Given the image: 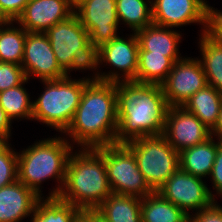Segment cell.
I'll return each mask as SVG.
<instances>
[{"instance_id":"29","label":"cell","mask_w":222,"mask_h":222,"mask_svg":"<svg viewBox=\"0 0 222 222\" xmlns=\"http://www.w3.org/2000/svg\"><path fill=\"white\" fill-rule=\"evenodd\" d=\"M9 144V142L0 144V188L18 180V153Z\"/></svg>"},{"instance_id":"28","label":"cell","mask_w":222,"mask_h":222,"mask_svg":"<svg viewBox=\"0 0 222 222\" xmlns=\"http://www.w3.org/2000/svg\"><path fill=\"white\" fill-rule=\"evenodd\" d=\"M25 82L28 83L27 78L20 85L0 92V106L11 121L18 118L32 120L33 102L23 86Z\"/></svg>"},{"instance_id":"20","label":"cell","mask_w":222,"mask_h":222,"mask_svg":"<svg viewBox=\"0 0 222 222\" xmlns=\"http://www.w3.org/2000/svg\"><path fill=\"white\" fill-rule=\"evenodd\" d=\"M142 198L112 193L95 211L106 222H142Z\"/></svg>"},{"instance_id":"22","label":"cell","mask_w":222,"mask_h":222,"mask_svg":"<svg viewBox=\"0 0 222 222\" xmlns=\"http://www.w3.org/2000/svg\"><path fill=\"white\" fill-rule=\"evenodd\" d=\"M183 107L211 130L217 122L222 107V93L206 85L192 95Z\"/></svg>"},{"instance_id":"19","label":"cell","mask_w":222,"mask_h":222,"mask_svg":"<svg viewBox=\"0 0 222 222\" xmlns=\"http://www.w3.org/2000/svg\"><path fill=\"white\" fill-rule=\"evenodd\" d=\"M221 141L213 137L201 144L185 148L179 152L180 169L196 177L210 175L216 158L217 148Z\"/></svg>"},{"instance_id":"18","label":"cell","mask_w":222,"mask_h":222,"mask_svg":"<svg viewBox=\"0 0 222 222\" xmlns=\"http://www.w3.org/2000/svg\"><path fill=\"white\" fill-rule=\"evenodd\" d=\"M139 51H149L151 54H164L166 57H180L178 54L181 34L156 24L148 25L136 32ZM178 47V48H177Z\"/></svg>"},{"instance_id":"25","label":"cell","mask_w":222,"mask_h":222,"mask_svg":"<svg viewBox=\"0 0 222 222\" xmlns=\"http://www.w3.org/2000/svg\"><path fill=\"white\" fill-rule=\"evenodd\" d=\"M14 22L9 20L0 24V62L21 65L27 31L22 26L15 28Z\"/></svg>"},{"instance_id":"24","label":"cell","mask_w":222,"mask_h":222,"mask_svg":"<svg viewBox=\"0 0 222 222\" xmlns=\"http://www.w3.org/2000/svg\"><path fill=\"white\" fill-rule=\"evenodd\" d=\"M81 210L59 197H40L37 202L32 222H77Z\"/></svg>"},{"instance_id":"21","label":"cell","mask_w":222,"mask_h":222,"mask_svg":"<svg viewBox=\"0 0 222 222\" xmlns=\"http://www.w3.org/2000/svg\"><path fill=\"white\" fill-rule=\"evenodd\" d=\"M182 57H166L164 54L138 52V68L133 81L138 84H161L168 76L176 61Z\"/></svg>"},{"instance_id":"14","label":"cell","mask_w":222,"mask_h":222,"mask_svg":"<svg viewBox=\"0 0 222 222\" xmlns=\"http://www.w3.org/2000/svg\"><path fill=\"white\" fill-rule=\"evenodd\" d=\"M26 78L31 75L42 80H57L67 76L60 68L48 36L42 32H27L21 63Z\"/></svg>"},{"instance_id":"17","label":"cell","mask_w":222,"mask_h":222,"mask_svg":"<svg viewBox=\"0 0 222 222\" xmlns=\"http://www.w3.org/2000/svg\"><path fill=\"white\" fill-rule=\"evenodd\" d=\"M39 198L19 180L0 188V222H20L30 216Z\"/></svg>"},{"instance_id":"6","label":"cell","mask_w":222,"mask_h":222,"mask_svg":"<svg viewBox=\"0 0 222 222\" xmlns=\"http://www.w3.org/2000/svg\"><path fill=\"white\" fill-rule=\"evenodd\" d=\"M45 34L58 65L67 75L73 69H93L95 50L90 44L88 31L75 13L49 28Z\"/></svg>"},{"instance_id":"3","label":"cell","mask_w":222,"mask_h":222,"mask_svg":"<svg viewBox=\"0 0 222 222\" xmlns=\"http://www.w3.org/2000/svg\"><path fill=\"white\" fill-rule=\"evenodd\" d=\"M111 194L104 157L95 148L71 152L58 197L80 210H95Z\"/></svg>"},{"instance_id":"33","label":"cell","mask_w":222,"mask_h":222,"mask_svg":"<svg viewBox=\"0 0 222 222\" xmlns=\"http://www.w3.org/2000/svg\"><path fill=\"white\" fill-rule=\"evenodd\" d=\"M189 222H222V207L213 202L209 207L189 215Z\"/></svg>"},{"instance_id":"15","label":"cell","mask_w":222,"mask_h":222,"mask_svg":"<svg viewBox=\"0 0 222 222\" xmlns=\"http://www.w3.org/2000/svg\"><path fill=\"white\" fill-rule=\"evenodd\" d=\"M153 24L179 27L190 23L203 25L205 33L209 4L203 0H152Z\"/></svg>"},{"instance_id":"32","label":"cell","mask_w":222,"mask_h":222,"mask_svg":"<svg viewBox=\"0 0 222 222\" xmlns=\"http://www.w3.org/2000/svg\"><path fill=\"white\" fill-rule=\"evenodd\" d=\"M29 0H0V17L3 21H16Z\"/></svg>"},{"instance_id":"2","label":"cell","mask_w":222,"mask_h":222,"mask_svg":"<svg viewBox=\"0 0 222 222\" xmlns=\"http://www.w3.org/2000/svg\"><path fill=\"white\" fill-rule=\"evenodd\" d=\"M169 105L159 84H119L115 144L163 134Z\"/></svg>"},{"instance_id":"11","label":"cell","mask_w":222,"mask_h":222,"mask_svg":"<svg viewBox=\"0 0 222 222\" xmlns=\"http://www.w3.org/2000/svg\"><path fill=\"white\" fill-rule=\"evenodd\" d=\"M74 13L88 31L94 50L118 37L120 23L116 0H84L74 9Z\"/></svg>"},{"instance_id":"1","label":"cell","mask_w":222,"mask_h":222,"mask_svg":"<svg viewBox=\"0 0 222 222\" xmlns=\"http://www.w3.org/2000/svg\"><path fill=\"white\" fill-rule=\"evenodd\" d=\"M119 84L92 78L85 86L70 126L64 132L81 148L115 144Z\"/></svg>"},{"instance_id":"5","label":"cell","mask_w":222,"mask_h":222,"mask_svg":"<svg viewBox=\"0 0 222 222\" xmlns=\"http://www.w3.org/2000/svg\"><path fill=\"white\" fill-rule=\"evenodd\" d=\"M68 74L57 80H42L44 91L33 102L32 120L64 133L80 104L86 84L92 78L72 79Z\"/></svg>"},{"instance_id":"27","label":"cell","mask_w":222,"mask_h":222,"mask_svg":"<svg viewBox=\"0 0 222 222\" xmlns=\"http://www.w3.org/2000/svg\"><path fill=\"white\" fill-rule=\"evenodd\" d=\"M150 3V4H149ZM149 5V6H148ZM151 0H116L119 23L127 24L136 33L153 23Z\"/></svg>"},{"instance_id":"23","label":"cell","mask_w":222,"mask_h":222,"mask_svg":"<svg viewBox=\"0 0 222 222\" xmlns=\"http://www.w3.org/2000/svg\"><path fill=\"white\" fill-rule=\"evenodd\" d=\"M189 215L158 192L142 198V222H187Z\"/></svg>"},{"instance_id":"13","label":"cell","mask_w":222,"mask_h":222,"mask_svg":"<svg viewBox=\"0 0 222 222\" xmlns=\"http://www.w3.org/2000/svg\"><path fill=\"white\" fill-rule=\"evenodd\" d=\"M163 135L167 142L180 152L211 138V130L183 106L169 107Z\"/></svg>"},{"instance_id":"26","label":"cell","mask_w":222,"mask_h":222,"mask_svg":"<svg viewBox=\"0 0 222 222\" xmlns=\"http://www.w3.org/2000/svg\"><path fill=\"white\" fill-rule=\"evenodd\" d=\"M200 60L207 84L222 93V46L217 45L205 33L200 34Z\"/></svg>"},{"instance_id":"31","label":"cell","mask_w":222,"mask_h":222,"mask_svg":"<svg viewBox=\"0 0 222 222\" xmlns=\"http://www.w3.org/2000/svg\"><path fill=\"white\" fill-rule=\"evenodd\" d=\"M205 34L217 45L222 46V12L211 6L207 12Z\"/></svg>"},{"instance_id":"34","label":"cell","mask_w":222,"mask_h":222,"mask_svg":"<svg viewBox=\"0 0 222 222\" xmlns=\"http://www.w3.org/2000/svg\"><path fill=\"white\" fill-rule=\"evenodd\" d=\"M210 176L212 177L213 188L216 190V194L222 197V143L217 148L216 158Z\"/></svg>"},{"instance_id":"35","label":"cell","mask_w":222,"mask_h":222,"mask_svg":"<svg viewBox=\"0 0 222 222\" xmlns=\"http://www.w3.org/2000/svg\"><path fill=\"white\" fill-rule=\"evenodd\" d=\"M11 119L6 115L0 106V140L8 142L11 136Z\"/></svg>"},{"instance_id":"36","label":"cell","mask_w":222,"mask_h":222,"mask_svg":"<svg viewBox=\"0 0 222 222\" xmlns=\"http://www.w3.org/2000/svg\"><path fill=\"white\" fill-rule=\"evenodd\" d=\"M79 220L81 222H106L95 210H81Z\"/></svg>"},{"instance_id":"12","label":"cell","mask_w":222,"mask_h":222,"mask_svg":"<svg viewBox=\"0 0 222 222\" xmlns=\"http://www.w3.org/2000/svg\"><path fill=\"white\" fill-rule=\"evenodd\" d=\"M169 107L183 106L197 91L207 84L199 58L176 61L167 78L160 84Z\"/></svg>"},{"instance_id":"38","label":"cell","mask_w":222,"mask_h":222,"mask_svg":"<svg viewBox=\"0 0 222 222\" xmlns=\"http://www.w3.org/2000/svg\"><path fill=\"white\" fill-rule=\"evenodd\" d=\"M83 1L84 0H70L71 5L73 6L74 9Z\"/></svg>"},{"instance_id":"37","label":"cell","mask_w":222,"mask_h":222,"mask_svg":"<svg viewBox=\"0 0 222 222\" xmlns=\"http://www.w3.org/2000/svg\"><path fill=\"white\" fill-rule=\"evenodd\" d=\"M211 136H216L217 140L222 142V107L217 119L216 124L211 129Z\"/></svg>"},{"instance_id":"7","label":"cell","mask_w":222,"mask_h":222,"mask_svg":"<svg viewBox=\"0 0 222 222\" xmlns=\"http://www.w3.org/2000/svg\"><path fill=\"white\" fill-rule=\"evenodd\" d=\"M125 145L133 152L142 175L154 192L180 168L179 152L163 134L140 137Z\"/></svg>"},{"instance_id":"9","label":"cell","mask_w":222,"mask_h":222,"mask_svg":"<svg viewBox=\"0 0 222 222\" xmlns=\"http://www.w3.org/2000/svg\"><path fill=\"white\" fill-rule=\"evenodd\" d=\"M130 36L128 39L118 36L95 50L93 70L105 62L106 65L108 63L123 73L114 72L115 70L110 71L111 73L107 72V74L96 72L92 78L118 84L135 80L138 68L139 42L136 33Z\"/></svg>"},{"instance_id":"30","label":"cell","mask_w":222,"mask_h":222,"mask_svg":"<svg viewBox=\"0 0 222 222\" xmlns=\"http://www.w3.org/2000/svg\"><path fill=\"white\" fill-rule=\"evenodd\" d=\"M26 79L21 65L0 62V92L20 85Z\"/></svg>"},{"instance_id":"4","label":"cell","mask_w":222,"mask_h":222,"mask_svg":"<svg viewBox=\"0 0 222 222\" xmlns=\"http://www.w3.org/2000/svg\"><path fill=\"white\" fill-rule=\"evenodd\" d=\"M73 144L62 137L39 140L18 155V180L41 197L40 185L45 180L56 179L58 187L47 197H58L63 187L66 166Z\"/></svg>"},{"instance_id":"16","label":"cell","mask_w":222,"mask_h":222,"mask_svg":"<svg viewBox=\"0 0 222 222\" xmlns=\"http://www.w3.org/2000/svg\"><path fill=\"white\" fill-rule=\"evenodd\" d=\"M74 14L70 0H29L15 23L27 32L45 33Z\"/></svg>"},{"instance_id":"8","label":"cell","mask_w":222,"mask_h":222,"mask_svg":"<svg viewBox=\"0 0 222 222\" xmlns=\"http://www.w3.org/2000/svg\"><path fill=\"white\" fill-rule=\"evenodd\" d=\"M95 149L104 157L112 193L145 198L154 192L142 175L133 152L125 144Z\"/></svg>"},{"instance_id":"10","label":"cell","mask_w":222,"mask_h":222,"mask_svg":"<svg viewBox=\"0 0 222 222\" xmlns=\"http://www.w3.org/2000/svg\"><path fill=\"white\" fill-rule=\"evenodd\" d=\"M202 179L179 168L157 192L182 209L187 215H190L188 210L193 209L199 212L215 201V195L212 194Z\"/></svg>"}]
</instances>
